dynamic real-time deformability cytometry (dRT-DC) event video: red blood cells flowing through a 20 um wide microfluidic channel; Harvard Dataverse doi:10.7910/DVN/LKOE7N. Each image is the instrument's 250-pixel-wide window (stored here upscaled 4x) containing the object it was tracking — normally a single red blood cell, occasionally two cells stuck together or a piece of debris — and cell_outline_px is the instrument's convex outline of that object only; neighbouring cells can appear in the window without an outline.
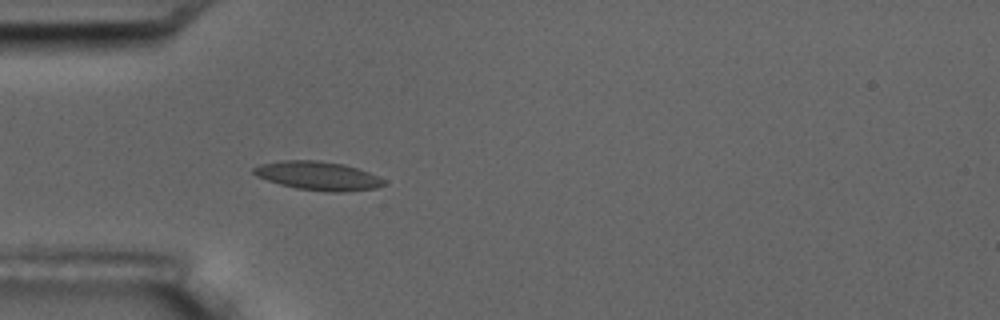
{"species": "common noctule bat (a hibernating species)", "species_latin": "Nyctalus noctula", "temperature_condition": "room temperature", "stored_images_in_passage": 1, "camera_frame_rate_fps": 3000, "um_per_image_px": 0.085, "animal": {"sex": "male", "body_mass_g": 17.5, "forearm_length_mm": 52.3}, "frame": {"image": 1, "passage_image": 1, "time_ms": 0.0, "image_size_px": [1000, 320], "cell_outline_px": [[384, 184], [376, 188], [344, 192], [332, 192], [296, 188], [280, 184], [256, 176], [252, 172], [252, 168], [260, 164], [284, 160], [316, 160], [344, 164], [368, 172], [384, 180]], "centroid_in_image_um": [27.0, 14.94], "position_along_channel_um": 58.0, "area_um2": 21.56}}